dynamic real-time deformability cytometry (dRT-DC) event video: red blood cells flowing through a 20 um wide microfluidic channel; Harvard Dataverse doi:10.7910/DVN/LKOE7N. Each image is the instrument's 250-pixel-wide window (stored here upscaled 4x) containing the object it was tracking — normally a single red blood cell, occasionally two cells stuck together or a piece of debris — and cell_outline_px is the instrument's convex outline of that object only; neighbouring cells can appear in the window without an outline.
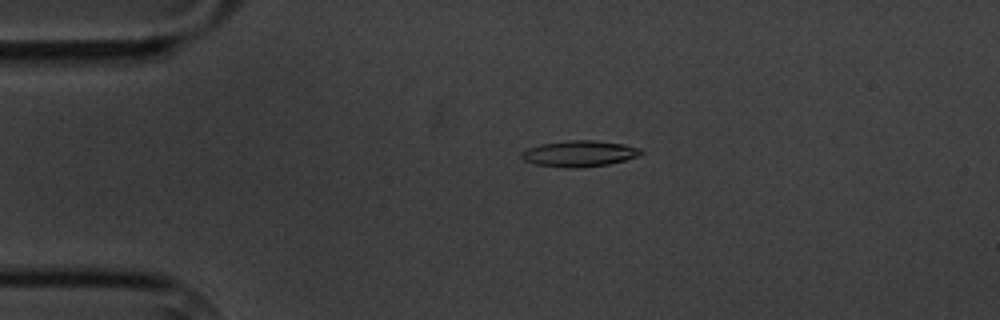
{"species": "common noctule bat (a hibernating species)", "species_latin": "Nyctalus noctula", "temperature_condition": "cold", "stored_images_in_passage": 4, "camera_frame_rate_fps": 3000, "um_per_image_px": 0.085, "animal": {"sex": "male", "body_mass_g": 20.1, "forearm_length_mm": 53.5}, "frame": {"image": 1, "passage_image": 3, "time_ms": 2.333, "image_size_px": [1000, 320], "cell_outline_px": [[644, 152], [636, 156], [624, 160], [608, 164], [580, 168], [564, 168], [536, 164], [524, 160], [520, 156], [520, 152], [528, 148], [540, 144], [572, 140], [592, 140], [624, 144], [640, 148]], "centroid_in_image_um": [49.22, 13.06], "position_along_channel_um": 35.8, "area_um2": 18.09}}